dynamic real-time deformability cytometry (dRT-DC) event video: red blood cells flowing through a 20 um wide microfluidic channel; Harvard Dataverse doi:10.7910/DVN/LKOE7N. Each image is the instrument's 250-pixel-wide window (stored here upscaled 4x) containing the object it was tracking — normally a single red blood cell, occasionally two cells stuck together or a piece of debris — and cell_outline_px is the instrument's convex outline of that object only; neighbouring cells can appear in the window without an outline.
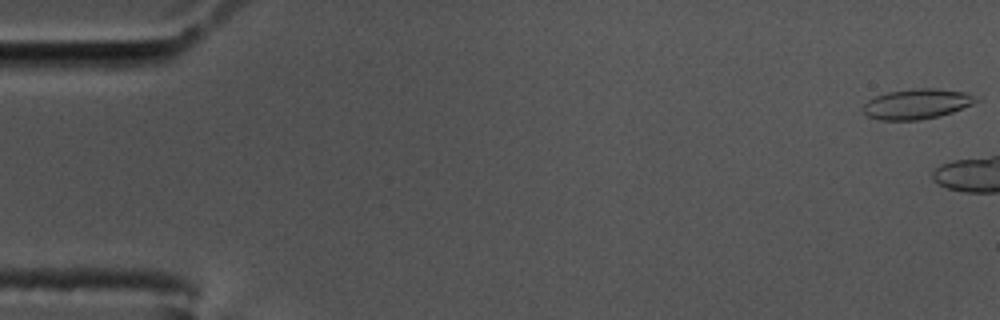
{"species": "common noctule bat (a hibernating species)", "species_latin": "Nyctalus noctula", "temperature_condition": "cold", "stored_images_in_passage": 10, "camera_frame_rate_fps": 3000, "um_per_image_px": 0.085, "animal": {"sex": "male", "body_mass_g": 17.5, "forearm_length_mm": 52.3}, "frame": {"image": 1, "passage_image": 1, "time_ms": 0.0, "image_size_px": [1000, 320], "cell_outline_px": [[980, 100], [972, 104], [952, 112], [940, 116], [920, 120], [880, 120], [868, 116], [864, 112], [864, 104], [868, 100], [876, 96], [888, 92], [920, 88], [936, 88], [968, 92], [980, 96]], "centroid_in_image_um": [78.01, 8.83], "position_along_channel_um": 7.0, "area_um2": 19.94}}